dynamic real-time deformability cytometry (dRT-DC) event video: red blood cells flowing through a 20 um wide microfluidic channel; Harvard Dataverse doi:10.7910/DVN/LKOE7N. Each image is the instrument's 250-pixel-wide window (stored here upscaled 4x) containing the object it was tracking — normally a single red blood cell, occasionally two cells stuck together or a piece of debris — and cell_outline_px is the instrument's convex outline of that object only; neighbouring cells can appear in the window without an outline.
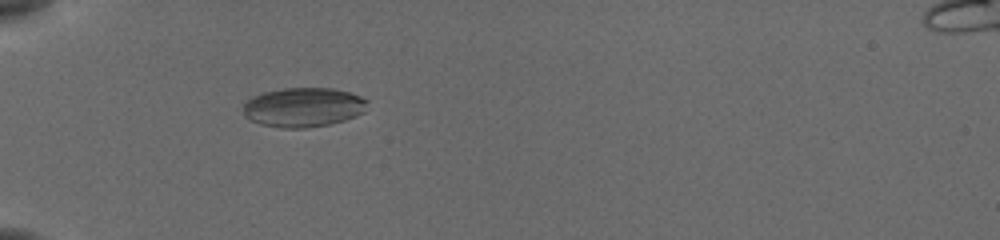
{"species": "common noctule bat (a hibernating species)", "species_latin": "Nyctalus noctula", "temperature_condition": "cold", "stored_images_in_passage": 38, "camera_frame_rate_fps": 3000, "um_per_image_px": 0.085, "animal": {"sex": "female", "body_mass_g": 19.5, "forearm_length_mm": 54.1}, "frame": {"image": 1, "passage_image": 2, "time_ms": 0.333, "image_size_px": [1000, 240], "cell_outline_px": [[368, 100], [364, 112], [356, 116], [344, 120], [328, 124], [308, 128], [280, 128], [260, 124], [244, 116], [244, 104], [252, 96], [264, 92], [284, 88], [332, 88], [348, 92], [360, 96]], "centroid_in_image_um": [25.79, 9.12], "position_along_channel_um": 59.2, "area_um2": 28.5}}
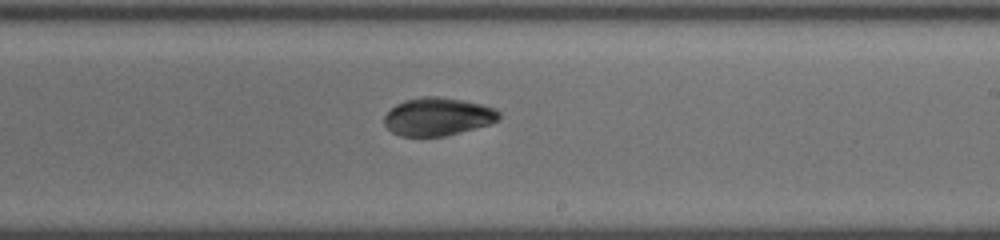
{"frame": {"image": 2, "passage_image": 18, "time_ms": 5.667, "image_size_px": [1000, 240], "cell_outline_px": [[500, 120], [492, 124], [444, 136], [400, 136], [392, 132], [384, 124], [384, 116], [396, 104], [404, 100], [420, 96], [440, 96], [480, 104], [496, 108], [500, 112]], "centroid_in_image_um": [37.23, 9.91], "position_along_channel_um": 251.8, "area_um2": 25.55}}
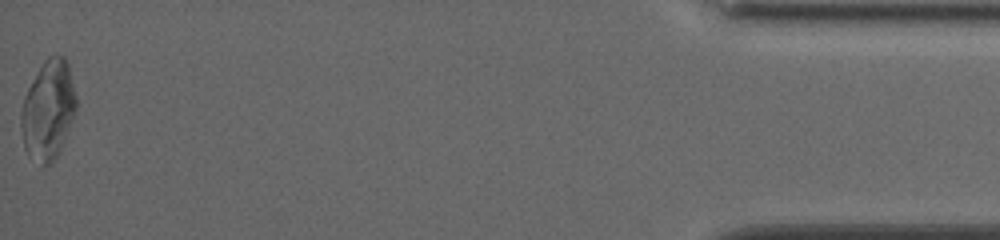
{"frame": {"image": 3, "passage_image": 38, "time_ms": 12.333, "image_size_px": [1000, 240], "cell_outline_px": [[76, 108], [72, 120], [60, 152], [52, 164], [44, 164], [28, 156], [24, 148], [20, 124], [20, 112], [24, 96], [32, 80], [44, 60], [48, 56], [56, 52], [64, 56], [68, 64], [76, 96]], "centroid_in_image_um": [4.08, 9.33], "position_along_channel_um": 431.1, "area_um2": 32.08}, "authors_computed_cell_mechanics": {"area_um2": 26.8481, "velocity_mm_per_s": 3.8755, "shape_relaxation_time_tau1_ms": 4.5938, "shape_relaxation_time_tau2_ms": 1.8762, "deformation_change_tau1": 0.0997, "deformation_change_tau2": 0.0478}}